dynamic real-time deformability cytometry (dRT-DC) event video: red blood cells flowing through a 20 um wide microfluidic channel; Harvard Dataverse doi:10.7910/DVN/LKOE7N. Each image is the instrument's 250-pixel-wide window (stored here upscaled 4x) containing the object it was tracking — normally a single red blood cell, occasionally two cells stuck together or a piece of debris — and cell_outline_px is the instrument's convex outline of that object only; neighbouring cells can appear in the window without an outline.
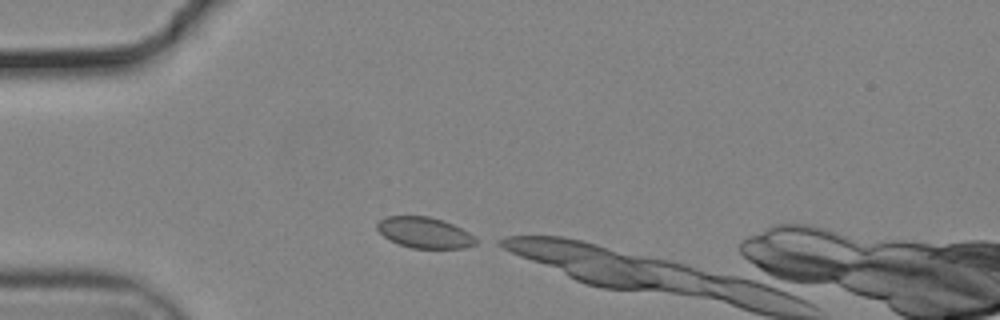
{"species": "common noctule bat (a hibernating species)", "species_latin": "Nyctalus noctula", "temperature_condition": "cold", "stored_images_in_passage": 7, "camera_frame_rate_fps": 3000, "um_per_image_px": 0.085, "animal": {"sex": "male", "body_mass_g": 19.2, "forearm_length_mm": 51.8}, "frame": {"image": 1, "passage_image": 1, "time_ms": 0.0, "image_size_px": [1000, 320], "cell_outline_px": [[480, 240], [476, 244], [464, 248], [412, 248], [400, 244], [384, 236], [376, 228], [376, 224], [380, 220], [388, 216], [428, 216], [444, 220], [468, 232]], "centroid_in_image_um": [36.12, 19.77], "position_along_channel_um": 48.9, "area_um2": 17.69}}
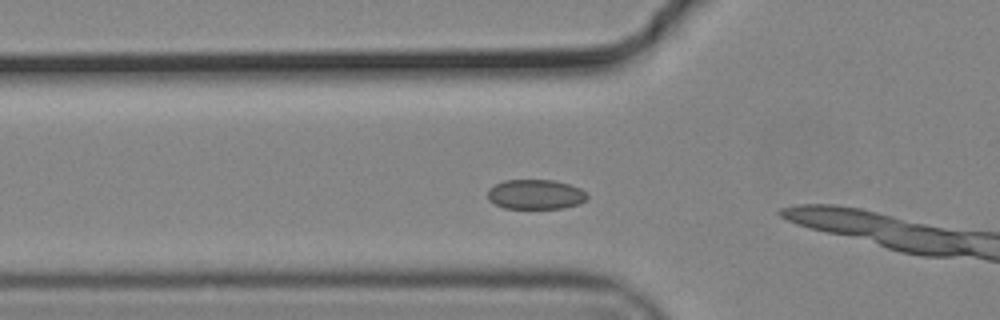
{"frame": {"image": 2, "passage_image": 5, "time_ms": 1.333, "image_size_px": [1000, 320], "cell_outline_px": [[588, 200], [580, 204], [564, 208], [504, 208], [488, 200], [488, 188], [504, 180], [552, 180], [568, 184], [580, 188], [588, 196]], "centroid_in_image_um": [45.53, 16.53], "position_along_channel_um": 80.3, "area_um2": 17.28}}